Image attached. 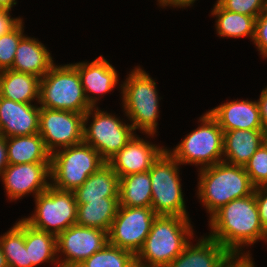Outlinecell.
I'll return each instance as SVG.
<instances>
[{"label": "cell", "mask_w": 267, "mask_h": 267, "mask_svg": "<svg viewBox=\"0 0 267 267\" xmlns=\"http://www.w3.org/2000/svg\"><path fill=\"white\" fill-rule=\"evenodd\" d=\"M209 226V236L233 256H249V251L240 253L244 244L249 246L258 240L267 241V231L260 223L254 192L222 206L210 216Z\"/></svg>", "instance_id": "obj_1"}, {"label": "cell", "mask_w": 267, "mask_h": 267, "mask_svg": "<svg viewBox=\"0 0 267 267\" xmlns=\"http://www.w3.org/2000/svg\"><path fill=\"white\" fill-rule=\"evenodd\" d=\"M193 230L188 217L157 215L136 263L143 267H167L187 246Z\"/></svg>", "instance_id": "obj_2"}, {"label": "cell", "mask_w": 267, "mask_h": 267, "mask_svg": "<svg viewBox=\"0 0 267 267\" xmlns=\"http://www.w3.org/2000/svg\"><path fill=\"white\" fill-rule=\"evenodd\" d=\"M199 170L198 197L211 216L232 200L254 192L255 187L243 166L222 161Z\"/></svg>", "instance_id": "obj_3"}, {"label": "cell", "mask_w": 267, "mask_h": 267, "mask_svg": "<svg viewBox=\"0 0 267 267\" xmlns=\"http://www.w3.org/2000/svg\"><path fill=\"white\" fill-rule=\"evenodd\" d=\"M120 87L125 115L132 122L133 130L140 129L154 136L159 117L156 82L140 67H135Z\"/></svg>", "instance_id": "obj_4"}, {"label": "cell", "mask_w": 267, "mask_h": 267, "mask_svg": "<svg viewBox=\"0 0 267 267\" xmlns=\"http://www.w3.org/2000/svg\"><path fill=\"white\" fill-rule=\"evenodd\" d=\"M39 104L52 110H67L85 114L88 103L81 78L72 64L53 65L40 79Z\"/></svg>", "instance_id": "obj_5"}, {"label": "cell", "mask_w": 267, "mask_h": 267, "mask_svg": "<svg viewBox=\"0 0 267 267\" xmlns=\"http://www.w3.org/2000/svg\"><path fill=\"white\" fill-rule=\"evenodd\" d=\"M105 163L100 154L85 142L56 150L51 154V185L74 192Z\"/></svg>", "instance_id": "obj_6"}, {"label": "cell", "mask_w": 267, "mask_h": 267, "mask_svg": "<svg viewBox=\"0 0 267 267\" xmlns=\"http://www.w3.org/2000/svg\"><path fill=\"white\" fill-rule=\"evenodd\" d=\"M201 125L188 134L173 151L166 149L180 164L201 165V168L222 162L224 131L206 112Z\"/></svg>", "instance_id": "obj_7"}, {"label": "cell", "mask_w": 267, "mask_h": 267, "mask_svg": "<svg viewBox=\"0 0 267 267\" xmlns=\"http://www.w3.org/2000/svg\"><path fill=\"white\" fill-rule=\"evenodd\" d=\"M178 165L181 164L165 150L149 169L151 208L156 215L188 217Z\"/></svg>", "instance_id": "obj_8"}, {"label": "cell", "mask_w": 267, "mask_h": 267, "mask_svg": "<svg viewBox=\"0 0 267 267\" xmlns=\"http://www.w3.org/2000/svg\"><path fill=\"white\" fill-rule=\"evenodd\" d=\"M35 213L23 220L33 228L56 237L76 224L77 202L73 191H63L50 185L35 197Z\"/></svg>", "instance_id": "obj_9"}, {"label": "cell", "mask_w": 267, "mask_h": 267, "mask_svg": "<svg viewBox=\"0 0 267 267\" xmlns=\"http://www.w3.org/2000/svg\"><path fill=\"white\" fill-rule=\"evenodd\" d=\"M91 115L93 122L87 128ZM134 133L131 124L126 125L115 115L101 111L98 107H91L84 114L83 142L92 146L106 162L127 144Z\"/></svg>", "instance_id": "obj_10"}, {"label": "cell", "mask_w": 267, "mask_h": 267, "mask_svg": "<svg viewBox=\"0 0 267 267\" xmlns=\"http://www.w3.org/2000/svg\"><path fill=\"white\" fill-rule=\"evenodd\" d=\"M156 216L151 207L119 206L108 232V243L128 250L136 256L141 250Z\"/></svg>", "instance_id": "obj_11"}, {"label": "cell", "mask_w": 267, "mask_h": 267, "mask_svg": "<svg viewBox=\"0 0 267 267\" xmlns=\"http://www.w3.org/2000/svg\"><path fill=\"white\" fill-rule=\"evenodd\" d=\"M83 128V113L40 107L39 134L51 154L83 142Z\"/></svg>", "instance_id": "obj_12"}, {"label": "cell", "mask_w": 267, "mask_h": 267, "mask_svg": "<svg viewBox=\"0 0 267 267\" xmlns=\"http://www.w3.org/2000/svg\"><path fill=\"white\" fill-rule=\"evenodd\" d=\"M108 243V232L80 225H72L56 237L57 253L62 252L65 259L59 267H77L84 260L101 250Z\"/></svg>", "instance_id": "obj_13"}, {"label": "cell", "mask_w": 267, "mask_h": 267, "mask_svg": "<svg viewBox=\"0 0 267 267\" xmlns=\"http://www.w3.org/2000/svg\"><path fill=\"white\" fill-rule=\"evenodd\" d=\"M51 163L8 164L1 174L9 199L17 200L31 192L36 197L43 193L51 183Z\"/></svg>", "instance_id": "obj_14"}, {"label": "cell", "mask_w": 267, "mask_h": 267, "mask_svg": "<svg viewBox=\"0 0 267 267\" xmlns=\"http://www.w3.org/2000/svg\"><path fill=\"white\" fill-rule=\"evenodd\" d=\"M166 149L150 144L135 134L108 163L119 178L149 171L153 163Z\"/></svg>", "instance_id": "obj_15"}, {"label": "cell", "mask_w": 267, "mask_h": 267, "mask_svg": "<svg viewBox=\"0 0 267 267\" xmlns=\"http://www.w3.org/2000/svg\"><path fill=\"white\" fill-rule=\"evenodd\" d=\"M40 106L0 96V135L29 136L39 133Z\"/></svg>", "instance_id": "obj_16"}, {"label": "cell", "mask_w": 267, "mask_h": 267, "mask_svg": "<svg viewBox=\"0 0 267 267\" xmlns=\"http://www.w3.org/2000/svg\"><path fill=\"white\" fill-rule=\"evenodd\" d=\"M223 131L263 130L257 101L233 100L208 111Z\"/></svg>", "instance_id": "obj_17"}, {"label": "cell", "mask_w": 267, "mask_h": 267, "mask_svg": "<svg viewBox=\"0 0 267 267\" xmlns=\"http://www.w3.org/2000/svg\"><path fill=\"white\" fill-rule=\"evenodd\" d=\"M72 65L80 75L86 99L92 107L96 106L99 97L91 95H105V93L112 91L118 83V74L115 68L102 55L91 63L81 62Z\"/></svg>", "instance_id": "obj_18"}, {"label": "cell", "mask_w": 267, "mask_h": 267, "mask_svg": "<svg viewBox=\"0 0 267 267\" xmlns=\"http://www.w3.org/2000/svg\"><path fill=\"white\" fill-rule=\"evenodd\" d=\"M234 256L210 236L185 249L167 267H223Z\"/></svg>", "instance_id": "obj_19"}, {"label": "cell", "mask_w": 267, "mask_h": 267, "mask_svg": "<svg viewBox=\"0 0 267 267\" xmlns=\"http://www.w3.org/2000/svg\"><path fill=\"white\" fill-rule=\"evenodd\" d=\"M263 142V130L224 131L223 157L226 159L223 158V162L244 167Z\"/></svg>", "instance_id": "obj_20"}, {"label": "cell", "mask_w": 267, "mask_h": 267, "mask_svg": "<svg viewBox=\"0 0 267 267\" xmlns=\"http://www.w3.org/2000/svg\"><path fill=\"white\" fill-rule=\"evenodd\" d=\"M53 65L52 56L44 44L38 39L23 36L17 46L11 69L32 74L41 79Z\"/></svg>", "instance_id": "obj_21"}, {"label": "cell", "mask_w": 267, "mask_h": 267, "mask_svg": "<svg viewBox=\"0 0 267 267\" xmlns=\"http://www.w3.org/2000/svg\"><path fill=\"white\" fill-rule=\"evenodd\" d=\"M119 176L113 167L106 162L75 191L77 204L87 203V200H102L104 197H119Z\"/></svg>", "instance_id": "obj_22"}, {"label": "cell", "mask_w": 267, "mask_h": 267, "mask_svg": "<svg viewBox=\"0 0 267 267\" xmlns=\"http://www.w3.org/2000/svg\"><path fill=\"white\" fill-rule=\"evenodd\" d=\"M40 78L15 70L0 72V96L15 102L31 104L35 99L39 103Z\"/></svg>", "instance_id": "obj_23"}, {"label": "cell", "mask_w": 267, "mask_h": 267, "mask_svg": "<svg viewBox=\"0 0 267 267\" xmlns=\"http://www.w3.org/2000/svg\"><path fill=\"white\" fill-rule=\"evenodd\" d=\"M8 164L51 163L39 133L29 136L6 137Z\"/></svg>", "instance_id": "obj_24"}, {"label": "cell", "mask_w": 267, "mask_h": 267, "mask_svg": "<svg viewBox=\"0 0 267 267\" xmlns=\"http://www.w3.org/2000/svg\"><path fill=\"white\" fill-rule=\"evenodd\" d=\"M119 208V197H104L102 200H87L78 204L76 224L110 231Z\"/></svg>", "instance_id": "obj_25"}, {"label": "cell", "mask_w": 267, "mask_h": 267, "mask_svg": "<svg viewBox=\"0 0 267 267\" xmlns=\"http://www.w3.org/2000/svg\"><path fill=\"white\" fill-rule=\"evenodd\" d=\"M152 190L149 171L120 178L119 206L151 207Z\"/></svg>", "instance_id": "obj_26"}, {"label": "cell", "mask_w": 267, "mask_h": 267, "mask_svg": "<svg viewBox=\"0 0 267 267\" xmlns=\"http://www.w3.org/2000/svg\"><path fill=\"white\" fill-rule=\"evenodd\" d=\"M25 246L32 267H36L45 261L56 262V267H59L58 258H55L57 255L55 235L35 229L25 222Z\"/></svg>", "instance_id": "obj_27"}, {"label": "cell", "mask_w": 267, "mask_h": 267, "mask_svg": "<svg viewBox=\"0 0 267 267\" xmlns=\"http://www.w3.org/2000/svg\"><path fill=\"white\" fill-rule=\"evenodd\" d=\"M211 15L217 17L216 29L219 36L245 37L254 39L256 18L223 9L218 3L214 5Z\"/></svg>", "instance_id": "obj_28"}, {"label": "cell", "mask_w": 267, "mask_h": 267, "mask_svg": "<svg viewBox=\"0 0 267 267\" xmlns=\"http://www.w3.org/2000/svg\"><path fill=\"white\" fill-rule=\"evenodd\" d=\"M0 247L9 267H32L25 246V221L23 219L0 237Z\"/></svg>", "instance_id": "obj_29"}, {"label": "cell", "mask_w": 267, "mask_h": 267, "mask_svg": "<svg viewBox=\"0 0 267 267\" xmlns=\"http://www.w3.org/2000/svg\"><path fill=\"white\" fill-rule=\"evenodd\" d=\"M135 263L136 256L132 252L107 243L77 267H132Z\"/></svg>", "instance_id": "obj_30"}, {"label": "cell", "mask_w": 267, "mask_h": 267, "mask_svg": "<svg viewBox=\"0 0 267 267\" xmlns=\"http://www.w3.org/2000/svg\"><path fill=\"white\" fill-rule=\"evenodd\" d=\"M23 31V22L21 21L12 31L0 37V72L11 69L17 46L24 36Z\"/></svg>", "instance_id": "obj_31"}, {"label": "cell", "mask_w": 267, "mask_h": 267, "mask_svg": "<svg viewBox=\"0 0 267 267\" xmlns=\"http://www.w3.org/2000/svg\"><path fill=\"white\" fill-rule=\"evenodd\" d=\"M252 185L256 188L267 185V144H263L244 166Z\"/></svg>", "instance_id": "obj_32"}, {"label": "cell", "mask_w": 267, "mask_h": 267, "mask_svg": "<svg viewBox=\"0 0 267 267\" xmlns=\"http://www.w3.org/2000/svg\"><path fill=\"white\" fill-rule=\"evenodd\" d=\"M225 10L257 18L266 8L267 0H217Z\"/></svg>", "instance_id": "obj_33"}, {"label": "cell", "mask_w": 267, "mask_h": 267, "mask_svg": "<svg viewBox=\"0 0 267 267\" xmlns=\"http://www.w3.org/2000/svg\"><path fill=\"white\" fill-rule=\"evenodd\" d=\"M253 41L260 54L267 58V8L256 18Z\"/></svg>", "instance_id": "obj_34"}, {"label": "cell", "mask_w": 267, "mask_h": 267, "mask_svg": "<svg viewBox=\"0 0 267 267\" xmlns=\"http://www.w3.org/2000/svg\"><path fill=\"white\" fill-rule=\"evenodd\" d=\"M254 193L260 223L267 231V185L256 187Z\"/></svg>", "instance_id": "obj_35"}, {"label": "cell", "mask_w": 267, "mask_h": 267, "mask_svg": "<svg viewBox=\"0 0 267 267\" xmlns=\"http://www.w3.org/2000/svg\"><path fill=\"white\" fill-rule=\"evenodd\" d=\"M10 10L0 8V37L12 31L21 21L19 18H11Z\"/></svg>", "instance_id": "obj_36"}, {"label": "cell", "mask_w": 267, "mask_h": 267, "mask_svg": "<svg viewBox=\"0 0 267 267\" xmlns=\"http://www.w3.org/2000/svg\"><path fill=\"white\" fill-rule=\"evenodd\" d=\"M260 110L263 131H267V87L262 90L260 99L257 100Z\"/></svg>", "instance_id": "obj_37"}, {"label": "cell", "mask_w": 267, "mask_h": 267, "mask_svg": "<svg viewBox=\"0 0 267 267\" xmlns=\"http://www.w3.org/2000/svg\"><path fill=\"white\" fill-rule=\"evenodd\" d=\"M249 256H234L228 263L223 267H254V262Z\"/></svg>", "instance_id": "obj_38"}, {"label": "cell", "mask_w": 267, "mask_h": 267, "mask_svg": "<svg viewBox=\"0 0 267 267\" xmlns=\"http://www.w3.org/2000/svg\"><path fill=\"white\" fill-rule=\"evenodd\" d=\"M8 166L6 138L0 135V176L4 169Z\"/></svg>", "instance_id": "obj_39"}, {"label": "cell", "mask_w": 267, "mask_h": 267, "mask_svg": "<svg viewBox=\"0 0 267 267\" xmlns=\"http://www.w3.org/2000/svg\"><path fill=\"white\" fill-rule=\"evenodd\" d=\"M196 0H169L163 7L165 6H175V7H187L192 5Z\"/></svg>", "instance_id": "obj_40"}, {"label": "cell", "mask_w": 267, "mask_h": 267, "mask_svg": "<svg viewBox=\"0 0 267 267\" xmlns=\"http://www.w3.org/2000/svg\"><path fill=\"white\" fill-rule=\"evenodd\" d=\"M16 0H0V8L8 9L11 11L13 5H16Z\"/></svg>", "instance_id": "obj_41"}, {"label": "cell", "mask_w": 267, "mask_h": 267, "mask_svg": "<svg viewBox=\"0 0 267 267\" xmlns=\"http://www.w3.org/2000/svg\"><path fill=\"white\" fill-rule=\"evenodd\" d=\"M0 267H9L1 247H0Z\"/></svg>", "instance_id": "obj_42"}, {"label": "cell", "mask_w": 267, "mask_h": 267, "mask_svg": "<svg viewBox=\"0 0 267 267\" xmlns=\"http://www.w3.org/2000/svg\"><path fill=\"white\" fill-rule=\"evenodd\" d=\"M169 0H158L157 2H159L160 6H164Z\"/></svg>", "instance_id": "obj_43"}, {"label": "cell", "mask_w": 267, "mask_h": 267, "mask_svg": "<svg viewBox=\"0 0 267 267\" xmlns=\"http://www.w3.org/2000/svg\"><path fill=\"white\" fill-rule=\"evenodd\" d=\"M132 267H143V266H141V265L135 263Z\"/></svg>", "instance_id": "obj_44"}, {"label": "cell", "mask_w": 267, "mask_h": 267, "mask_svg": "<svg viewBox=\"0 0 267 267\" xmlns=\"http://www.w3.org/2000/svg\"><path fill=\"white\" fill-rule=\"evenodd\" d=\"M265 142L267 144V131L265 132Z\"/></svg>", "instance_id": "obj_45"}]
</instances>
